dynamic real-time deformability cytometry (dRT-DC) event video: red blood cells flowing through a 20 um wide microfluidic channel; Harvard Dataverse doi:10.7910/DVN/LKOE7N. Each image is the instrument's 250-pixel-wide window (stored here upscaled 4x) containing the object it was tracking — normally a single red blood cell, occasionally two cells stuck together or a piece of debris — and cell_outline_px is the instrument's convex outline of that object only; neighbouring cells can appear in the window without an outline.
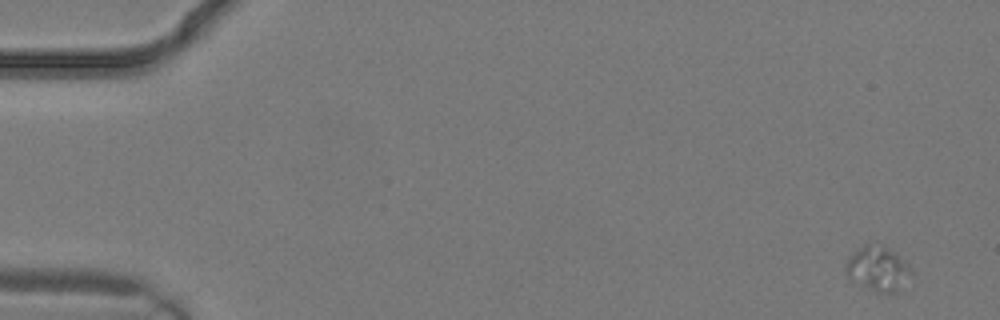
{"species": "common noctule bat (a hibernating species)", "species_latin": "Nyctalus noctula", "temperature_condition": "warm", "stored_images_in_passage": 3, "camera_frame_rate_fps": 3000, "um_per_image_px": 0.085, "animal": {"sex": "male", "body_mass_g": 19.2, "forearm_length_mm": 51.8}, "frame": {"image": 1, "passage_image": 3, "time_ms": 0.667, "image_size_px": [1000, 320], "cell_outline_px": [[908, 268], [896, 292], [876, 292], [852, 284], [844, 268], [844, 264], [864, 244], [868, 244], [884, 248], [892, 252]], "centroid_in_image_um": [74.42, 22.89], "position_along_channel_um": 10.6, "area_um2": 15.66}}